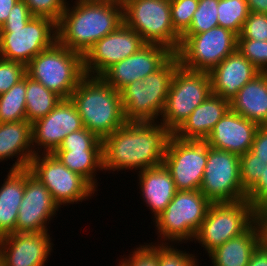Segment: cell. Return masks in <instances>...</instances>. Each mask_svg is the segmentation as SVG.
Masks as SVG:
<instances>
[{
  "label": "cell",
  "mask_w": 267,
  "mask_h": 266,
  "mask_svg": "<svg viewBox=\"0 0 267 266\" xmlns=\"http://www.w3.org/2000/svg\"><path fill=\"white\" fill-rule=\"evenodd\" d=\"M146 43L124 22L97 41L83 56L86 76L100 77L113 64L139 51Z\"/></svg>",
  "instance_id": "15"
},
{
  "label": "cell",
  "mask_w": 267,
  "mask_h": 266,
  "mask_svg": "<svg viewBox=\"0 0 267 266\" xmlns=\"http://www.w3.org/2000/svg\"><path fill=\"white\" fill-rule=\"evenodd\" d=\"M137 175L140 195L155 219L166 209L177 192L173 178L164 164L144 169Z\"/></svg>",
  "instance_id": "24"
},
{
  "label": "cell",
  "mask_w": 267,
  "mask_h": 266,
  "mask_svg": "<svg viewBox=\"0 0 267 266\" xmlns=\"http://www.w3.org/2000/svg\"><path fill=\"white\" fill-rule=\"evenodd\" d=\"M259 125L229 110L206 138L208 146L237 155L250 151Z\"/></svg>",
  "instance_id": "20"
},
{
  "label": "cell",
  "mask_w": 267,
  "mask_h": 266,
  "mask_svg": "<svg viewBox=\"0 0 267 266\" xmlns=\"http://www.w3.org/2000/svg\"><path fill=\"white\" fill-rule=\"evenodd\" d=\"M26 120V75L0 95V123Z\"/></svg>",
  "instance_id": "30"
},
{
  "label": "cell",
  "mask_w": 267,
  "mask_h": 266,
  "mask_svg": "<svg viewBox=\"0 0 267 266\" xmlns=\"http://www.w3.org/2000/svg\"><path fill=\"white\" fill-rule=\"evenodd\" d=\"M172 134L160 122H127L102 140L103 170L140 172L163 164Z\"/></svg>",
  "instance_id": "1"
},
{
  "label": "cell",
  "mask_w": 267,
  "mask_h": 266,
  "mask_svg": "<svg viewBox=\"0 0 267 266\" xmlns=\"http://www.w3.org/2000/svg\"><path fill=\"white\" fill-rule=\"evenodd\" d=\"M46 186L25 169V190L18 210L17 233H38L49 231L48 225L59 211ZM48 222V223H47Z\"/></svg>",
  "instance_id": "17"
},
{
  "label": "cell",
  "mask_w": 267,
  "mask_h": 266,
  "mask_svg": "<svg viewBox=\"0 0 267 266\" xmlns=\"http://www.w3.org/2000/svg\"><path fill=\"white\" fill-rule=\"evenodd\" d=\"M248 266H267V249L262 244L251 255Z\"/></svg>",
  "instance_id": "46"
},
{
  "label": "cell",
  "mask_w": 267,
  "mask_h": 266,
  "mask_svg": "<svg viewBox=\"0 0 267 266\" xmlns=\"http://www.w3.org/2000/svg\"><path fill=\"white\" fill-rule=\"evenodd\" d=\"M180 61L174 54L159 70L136 80L121 91L122 107L127 122H159L170 85Z\"/></svg>",
  "instance_id": "4"
},
{
  "label": "cell",
  "mask_w": 267,
  "mask_h": 266,
  "mask_svg": "<svg viewBox=\"0 0 267 266\" xmlns=\"http://www.w3.org/2000/svg\"><path fill=\"white\" fill-rule=\"evenodd\" d=\"M0 185V237L16 232L18 210L25 190V169L9 170Z\"/></svg>",
  "instance_id": "27"
},
{
  "label": "cell",
  "mask_w": 267,
  "mask_h": 266,
  "mask_svg": "<svg viewBox=\"0 0 267 266\" xmlns=\"http://www.w3.org/2000/svg\"><path fill=\"white\" fill-rule=\"evenodd\" d=\"M256 222L260 229L261 244L267 249V207L256 212Z\"/></svg>",
  "instance_id": "45"
},
{
  "label": "cell",
  "mask_w": 267,
  "mask_h": 266,
  "mask_svg": "<svg viewBox=\"0 0 267 266\" xmlns=\"http://www.w3.org/2000/svg\"><path fill=\"white\" fill-rule=\"evenodd\" d=\"M26 75V66L0 57V95L7 92Z\"/></svg>",
  "instance_id": "40"
},
{
  "label": "cell",
  "mask_w": 267,
  "mask_h": 266,
  "mask_svg": "<svg viewBox=\"0 0 267 266\" xmlns=\"http://www.w3.org/2000/svg\"><path fill=\"white\" fill-rule=\"evenodd\" d=\"M89 1H104V0H74V2H89Z\"/></svg>",
  "instance_id": "49"
},
{
  "label": "cell",
  "mask_w": 267,
  "mask_h": 266,
  "mask_svg": "<svg viewBox=\"0 0 267 266\" xmlns=\"http://www.w3.org/2000/svg\"><path fill=\"white\" fill-rule=\"evenodd\" d=\"M259 73L260 71L236 50L209 72L211 92L231 101L238 91Z\"/></svg>",
  "instance_id": "21"
},
{
  "label": "cell",
  "mask_w": 267,
  "mask_h": 266,
  "mask_svg": "<svg viewBox=\"0 0 267 266\" xmlns=\"http://www.w3.org/2000/svg\"><path fill=\"white\" fill-rule=\"evenodd\" d=\"M49 231L10 233L0 237V256L4 266H45L53 242Z\"/></svg>",
  "instance_id": "19"
},
{
  "label": "cell",
  "mask_w": 267,
  "mask_h": 266,
  "mask_svg": "<svg viewBox=\"0 0 267 266\" xmlns=\"http://www.w3.org/2000/svg\"><path fill=\"white\" fill-rule=\"evenodd\" d=\"M249 12L266 13L267 0H247Z\"/></svg>",
  "instance_id": "48"
},
{
  "label": "cell",
  "mask_w": 267,
  "mask_h": 266,
  "mask_svg": "<svg viewBox=\"0 0 267 266\" xmlns=\"http://www.w3.org/2000/svg\"><path fill=\"white\" fill-rule=\"evenodd\" d=\"M218 0H199L190 27L182 35H194L219 26Z\"/></svg>",
  "instance_id": "32"
},
{
  "label": "cell",
  "mask_w": 267,
  "mask_h": 266,
  "mask_svg": "<svg viewBox=\"0 0 267 266\" xmlns=\"http://www.w3.org/2000/svg\"><path fill=\"white\" fill-rule=\"evenodd\" d=\"M82 128V118L74 103L70 99H61L49 114L32 124L34 154H52L68 134Z\"/></svg>",
  "instance_id": "16"
},
{
  "label": "cell",
  "mask_w": 267,
  "mask_h": 266,
  "mask_svg": "<svg viewBox=\"0 0 267 266\" xmlns=\"http://www.w3.org/2000/svg\"><path fill=\"white\" fill-rule=\"evenodd\" d=\"M71 171L84 177L96 190V174L103 172L102 150H55L52 153Z\"/></svg>",
  "instance_id": "28"
},
{
  "label": "cell",
  "mask_w": 267,
  "mask_h": 266,
  "mask_svg": "<svg viewBox=\"0 0 267 266\" xmlns=\"http://www.w3.org/2000/svg\"><path fill=\"white\" fill-rule=\"evenodd\" d=\"M0 266H4V263H3V261H2L1 256H0Z\"/></svg>",
  "instance_id": "50"
},
{
  "label": "cell",
  "mask_w": 267,
  "mask_h": 266,
  "mask_svg": "<svg viewBox=\"0 0 267 266\" xmlns=\"http://www.w3.org/2000/svg\"><path fill=\"white\" fill-rule=\"evenodd\" d=\"M250 151L267 164V125L259 126Z\"/></svg>",
  "instance_id": "44"
},
{
  "label": "cell",
  "mask_w": 267,
  "mask_h": 266,
  "mask_svg": "<svg viewBox=\"0 0 267 266\" xmlns=\"http://www.w3.org/2000/svg\"><path fill=\"white\" fill-rule=\"evenodd\" d=\"M237 37L236 33L221 26L199 34L181 35L176 55L185 69L209 73L237 50Z\"/></svg>",
  "instance_id": "10"
},
{
  "label": "cell",
  "mask_w": 267,
  "mask_h": 266,
  "mask_svg": "<svg viewBox=\"0 0 267 266\" xmlns=\"http://www.w3.org/2000/svg\"><path fill=\"white\" fill-rule=\"evenodd\" d=\"M211 93L208 72L192 71L180 65L173 76L160 123L174 133Z\"/></svg>",
  "instance_id": "9"
},
{
  "label": "cell",
  "mask_w": 267,
  "mask_h": 266,
  "mask_svg": "<svg viewBox=\"0 0 267 266\" xmlns=\"http://www.w3.org/2000/svg\"><path fill=\"white\" fill-rule=\"evenodd\" d=\"M30 13L36 17H47L58 23L65 11L67 0H23Z\"/></svg>",
  "instance_id": "38"
},
{
  "label": "cell",
  "mask_w": 267,
  "mask_h": 266,
  "mask_svg": "<svg viewBox=\"0 0 267 266\" xmlns=\"http://www.w3.org/2000/svg\"><path fill=\"white\" fill-rule=\"evenodd\" d=\"M256 221V211L245 199L234 203H212L194 237L209 254L226 241L244 233ZM196 239V240H195Z\"/></svg>",
  "instance_id": "8"
},
{
  "label": "cell",
  "mask_w": 267,
  "mask_h": 266,
  "mask_svg": "<svg viewBox=\"0 0 267 266\" xmlns=\"http://www.w3.org/2000/svg\"><path fill=\"white\" fill-rule=\"evenodd\" d=\"M260 244V229L255 221L244 233L229 239L207 255L213 266H248L251 255Z\"/></svg>",
  "instance_id": "26"
},
{
  "label": "cell",
  "mask_w": 267,
  "mask_h": 266,
  "mask_svg": "<svg viewBox=\"0 0 267 266\" xmlns=\"http://www.w3.org/2000/svg\"><path fill=\"white\" fill-rule=\"evenodd\" d=\"M208 158L205 140H182L172 134L163 164L168 169L177 191L200 190Z\"/></svg>",
  "instance_id": "14"
},
{
  "label": "cell",
  "mask_w": 267,
  "mask_h": 266,
  "mask_svg": "<svg viewBox=\"0 0 267 266\" xmlns=\"http://www.w3.org/2000/svg\"><path fill=\"white\" fill-rule=\"evenodd\" d=\"M237 50L260 72H267V41L237 39Z\"/></svg>",
  "instance_id": "36"
},
{
  "label": "cell",
  "mask_w": 267,
  "mask_h": 266,
  "mask_svg": "<svg viewBox=\"0 0 267 266\" xmlns=\"http://www.w3.org/2000/svg\"><path fill=\"white\" fill-rule=\"evenodd\" d=\"M211 204L200 190L177 191L166 209L152 220L158 243L193 242Z\"/></svg>",
  "instance_id": "6"
},
{
  "label": "cell",
  "mask_w": 267,
  "mask_h": 266,
  "mask_svg": "<svg viewBox=\"0 0 267 266\" xmlns=\"http://www.w3.org/2000/svg\"><path fill=\"white\" fill-rule=\"evenodd\" d=\"M83 125L100 140L127 123L121 95L101 77L85 76L71 94Z\"/></svg>",
  "instance_id": "3"
},
{
  "label": "cell",
  "mask_w": 267,
  "mask_h": 266,
  "mask_svg": "<svg viewBox=\"0 0 267 266\" xmlns=\"http://www.w3.org/2000/svg\"><path fill=\"white\" fill-rule=\"evenodd\" d=\"M237 39L267 41V14L249 12Z\"/></svg>",
  "instance_id": "39"
},
{
  "label": "cell",
  "mask_w": 267,
  "mask_h": 266,
  "mask_svg": "<svg viewBox=\"0 0 267 266\" xmlns=\"http://www.w3.org/2000/svg\"><path fill=\"white\" fill-rule=\"evenodd\" d=\"M61 97L26 74V120L33 124L49 114Z\"/></svg>",
  "instance_id": "29"
},
{
  "label": "cell",
  "mask_w": 267,
  "mask_h": 266,
  "mask_svg": "<svg viewBox=\"0 0 267 266\" xmlns=\"http://www.w3.org/2000/svg\"><path fill=\"white\" fill-rule=\"evenodd\" d=\"M28 169L46 186L60 208L86 201L94 197L98 191L84 177L68 169L53 154H36L31 159Z\"/></svg>",
  "instance_id": "11"
},
{
  "label": "cell",
  "mask_w": 267,
  "mask_h": 266,
  "mask_svg": "<svg viewBox=\"0 0 267 266\" xmlns=\"http://www.w3.org/2000/svg\"><path fill=\"white\" fill-rule=\"evenodd\" d=\"M230 110V101L210 94L173 133L182 140H206L215 124Z\"/></svg>",
  "instance_id": "22"
},
{
  "label": "cell",
  "mask_w": 267,
  "mask_h": 266,
  "mask_svg": "<svg viewBox=\"0 0 267 266\" xmlns=\"http://www.w3.org/2000/svg\"><path fill=\"white\" fill-rule=\"evenodd\" d=\"M67 3L57 23V41L83 56L100 39L123 24L119 0Z\"/></svg>",
  "instance_id": "2"
},
{
  "label": "cell",
  "mask_w": 267,
  "mask_h": 266,
  "mask_svg": "<svg viewBox=\"0 0 267 266\" xmlns=\"http://www.w3.org/2000/svg\"><path fill=\"white\" fill-rule=\"evenodd\" d=\"M19 0H0V28L6 22L8 15Z\"/></svg>",
  "instance_id": "47"
},
{
  "label": "cell",
  "mask_w": 267,
  "mask_h": 266,
  "mask_svg": "<svg viewBox=\"0 0 267 266\" xmlns=\"http://www.w3.org/2000/svg\"><path fill=\"white\" fill-rule=\"evenodd\" d=\"M153 244L157 249V266H199L197 256L186 249L179 250L173 243Z\"/></svg>",
  "instance_id": "33"
},
{
  "label": "cell",
  "mask_w": 267,
  "mask_h": 266,
  "mask_svg": "<svg viewBox=\"0 0 267 266\" xmlns=\"http://www.w3.org/2000/svg\"><path fill=\"white\" fill-rule=\"evenodd\" d=\"M198 3L199 0H170L173 28L180 36L190 27Z\"/></svg>",
  "instance_id": "34"
},
{
  "label": "cell",
  "mask_w": 267,
  "mask_h": 266,
  "mask_svg": "<svg viewBox=\"0 0 267 266\" xmlns=\"http://www.w3.org/2000/svg\"><path fill=\"white\" fill-rule=\"evenodd\" d=\"M26 74L62 99H70L86 76L83 55L56 41L30 61L26 66Z\"/></svg>",
  "instance_id": "5"
},
{
  "label": "cell",
  "mask_w": 267,
  "mask_h": 266,
  "mask_svg": "<svg viewBox=\"0 0 267 266\" xmlns=\"http://www.w3.org/2000/svg\"><path fill=\"white\" fill-rule=\"evenodd\" d=\"M230 110L259 126L267 125V72H260L238 91Z\"/></svg>",
  "instance_id": "25"
},
{
  "label": "cell",
  "mask_w": 267,
  "mask_h": 266,
  "mask_svg": "<svg viewBox=\"0 0 267 266\" xmlns=\"http://www.w3.org/2000/svg\"><path fill=\"white\" fill-rule=\"evenodd\" d=\"M123 19L146 44L162 45L174 54L179 50L181 36L173 28L170 0H125Z\"/></svg>",
  "instance_id": "7"
},
{
  "label": "cell",
  "mask_w": 267,
  "mask_h": 266,
  "mask_svg": "<svg viewBox=\"0 0 267 266\" xmlns=\"http://www.w3.org/2000/svg\"><path fill=\"white\" fill-rule=\"evenodd\" d=\"M267 164L251 151L240 155V178L243 189L247 192L263 174Z\"/></svg>",
  "instance_id": "35"
},
{
  "label": "cell",
  "mask_w": 267,
  "mask_h": 266,
  "mask_svg": "<svg viewBox=\"0 0 267 266\" xmlns=\"http://www.w3.org/2000/svg\"><path fill=\"white\" fill-rule=\"evenodd\" d=\"M246 199L256 212L267 207V166L260 179L247 191Z\"/></svg>",
  "instance_id": "42"
},
{
  "label": "cell",
  "mask_w": 267,
  "mask_h": 266,
  "mask_svg": "<svg viewBox=\"0 0 267 266\" xmlns=\"http://www.w3.org/2000/svg\"><path fill=\"white\" fill-rule=\"evenodd\" d=\"M200 192L212 203L246 199L240 178V156L208 146V158Z\"/></svg>",
  "instance_id": "13"
},
{
  "label": "cell",
  "mask_w": 267,
  "mask_h": 266,
  "mask_svg": "<svg viewBox=\"0 0 267 266\" xmlns=\"http://www.w3.org/2000/svg\"><path fill=\"white\" fill-rule=\"evenodd\" d=\"M56 150H102V140L84 127L68 134Z\"/></svg>",
  "instance_id": "37"
},
{
  "label": "cell",
  "mask_w": 267,
  "mask_h": 266,
  "mask_svg": "<svg viewBox=\"0 0 267 266\" xmlns=\"http://www.w3.org/2000/svg\"><path fill=\"white\" fill-rule=\"evenodd\" d=\"M57 41V23L33 16L25 26L0 28V57L27 66L40 52Z\"/></svg>",
  "instance_id": "12"
},
{
  "label": "cell",
  "mask_w": 267,
  "mask_h": 266,
  "mask_svg": "<svg viewBox=\"0 0 267 266\" xmlns=\"http://www.w3.org/2000/svg\"><path fill=\"white\" fill-rule=\"evenodd\" d=\"M174 53L157 44H146L139 51L113 64L100 77L120 92L125 86L159 70Z\"/></svg>",
  "instance_id": "18"
},
{
  "label": "cell",
  "mask_w": 267,
  "mask_h": 266,
  "mask_svg": "<svg viewBox=\"0 0 267 266\" xmlns=\"http://www.w3.org/2000/svg\"><path fill=\"white\" fill-rule=\"evenodd\" d=\"M131 253L122 258L117 266H157V249L153 242L139 244Z\"/></svg>",
  "instance_id": "41"
},
{
  "label": "cell",
  "mask_w": 267,
  "mask_h": 266,
  "mask_svg": "<svg viewBox=\"0 0 267 266\" xmlns=\"http://www.w3.org/2000/svg\"><path fill=\"white\" fill-rule=\"evenodd\" d=\"M217 10L219 26L239 35L249 14L247 0H218Z\"/></svg>",
  "instance_id": "31"
},
{
  "label": "cell",
  "mask_w": 267,
  "mask_h": 266,
  "mask_svg": "<svg viewBox=\"0 0 267 266\" xmlns=\"http://www.w3.org/2000/svg\"><path fill=\"white\" fill-rule=\"evenodd\" d=\"M34 156L31 123L27 120L0 123V162L16 158L8 169L21 170L29 167Z\"/></svg>",
  "instance_id": "23"
},
{
  "label": "cell",
  "mask_w": 267,
  "mask_h": 266,
  "mask_svg": "<svg viewBox=\"0 0 267 266\" xmlns=\"http://www.w3.org/2000/svg\"><path fill=\"white\" fill-rule=\"evenodd\" d=\"M32 17L33 15L30 13L28 6L23 0H19L10 11L2 27L25 26Z\"/></svg>",
  "instance_id": "43"
}]
</instances>
